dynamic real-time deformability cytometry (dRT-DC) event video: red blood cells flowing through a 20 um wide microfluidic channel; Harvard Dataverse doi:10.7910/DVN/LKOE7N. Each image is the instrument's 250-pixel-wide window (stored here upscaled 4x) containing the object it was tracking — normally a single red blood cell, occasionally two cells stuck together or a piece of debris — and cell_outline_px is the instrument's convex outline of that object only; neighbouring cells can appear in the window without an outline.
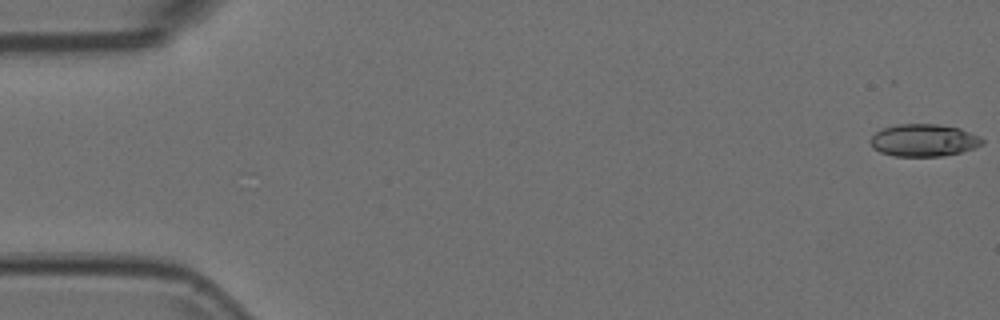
{"species": "Egyptian fruit bat (a non-hibernating species)", "species_latin": "Rousettus aegyptiacus", "temperature_condition": "room temperature", "stored_images_in_passage": 55, "segment_of_instrument_passage": [1, 2], "camera_frame_rate_fps": 3000, "um_per_image_px": 0.085, "animal": {"sex": "female"}, "frame": {"image": 1, "passage_image": 1, "time_ms": 0.0, "image_size_px": [1000, 320], "cell_outline_px": [[984, 144], [960, 152], [940, 156], [892, 156], [880, 152], [872, 148], [868, 140], [876, 132], [884, 128], [896, 124], [940, 124], [960, 128], [980, 136], [984, 140]], "centroid_in_image_um": [78.5, 11.92], "position_along_channel_um": 6.5, "area_um2": 21.21}}
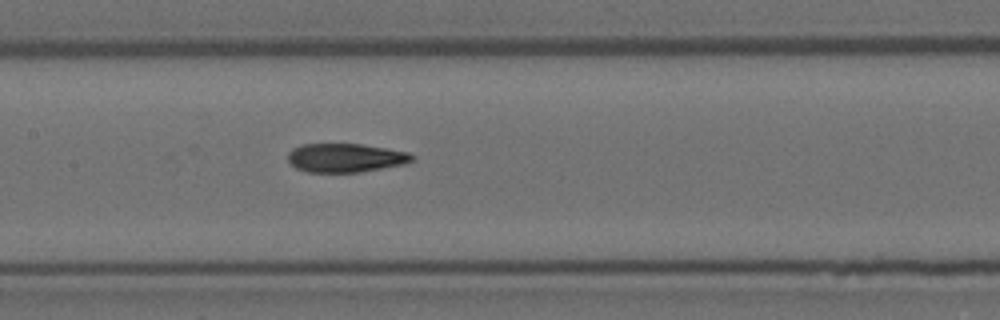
{"frame": {"image": 2, "passage_image": 26, "time_ms": 8.333, "image_size_px": [1000, 320], "cell_outline_px": [[416, 156], [412, 160], [404, 164], [360, 172], [308, 172], [296, 168], [288, 160], [288, 152], [292, 148], [300, 144], [360, 144], [388, 148], [408, 152]], "centroid_in_image_um": [29.36, 13.41], "position_along_channel_um": 178.0, "area_um2": 20.87}}
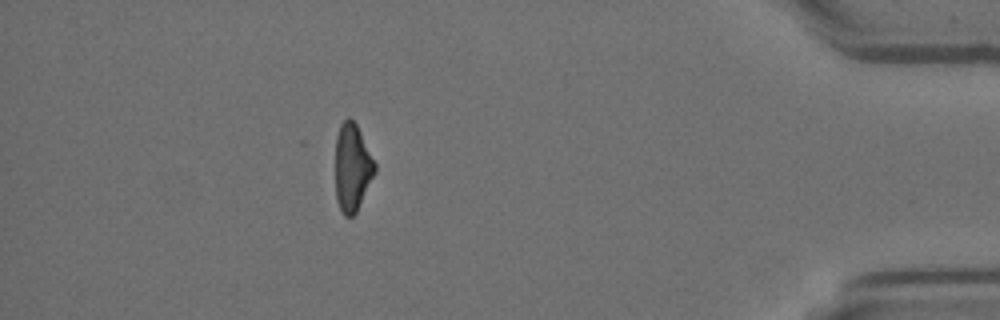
{"frame": {"image": 3, "passage_image": 48, "time_ms": 15.667, "image_size_px": [1000, 320], "cell_outline_px": [[376, 172], [356, 212], [352, 216], [344, 216], [336, 200], [336, 136], [340, 124], [348, 116], [356, 124], [376, 164]], "centroid_in_image_um": [29.94, 14.24], "position_along_channel_um": 405.3, "area_um2": 20.0}}